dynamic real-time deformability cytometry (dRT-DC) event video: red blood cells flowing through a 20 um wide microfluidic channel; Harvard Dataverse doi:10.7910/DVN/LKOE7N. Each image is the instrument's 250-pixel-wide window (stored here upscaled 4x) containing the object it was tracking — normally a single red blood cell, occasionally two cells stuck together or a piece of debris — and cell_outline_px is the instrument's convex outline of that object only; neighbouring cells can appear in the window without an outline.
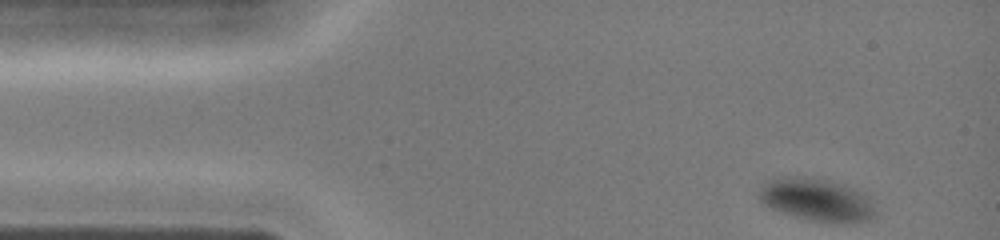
{"species": "common noctule bat (a hibernating species)", "species_latin": "Nyctalus noctula", "temperature_condition": "cold", "stored_images_in_passage": 35, "camera_frame_rate_fps": 3000, "um_per_image_px": 0.085, "animal": {"sex": "female", "body_mass_g": 19.0, "forearm_length_mm": 51.5}, "frame": {"image": 1, "passage_image": 1, "time_ms": 0.0, "image_size_px": [1000, 240], "cell_outline_px": [[876, 212], [872, 216], [864, 220], [844, 224], [840, 224], [812, 220], [796, 216], [772, 208], [764, 204], [756, 196], [760, 188], [764, 184], [772, 180], [788, 176], [792, 176], [828, 180], [844, 184], [864, 192]], "centroid_in_image_um": [69.42, 16.98], "position_along_channel_um": 15.6, "area_um2": 28.55}}
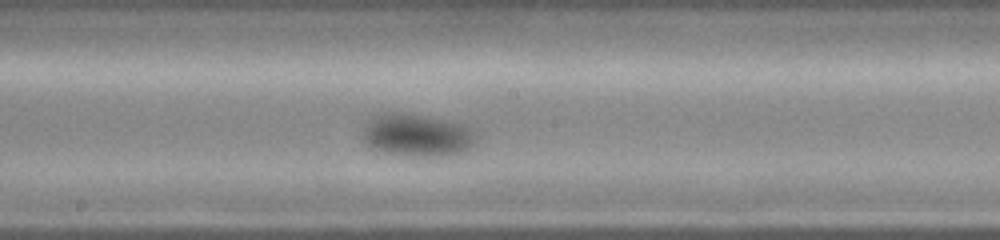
{"frame": {"image": 2, "passage_image": 19, "time_ms": 6.0, "image_size_px": [1000, 240], "cell_outline_px": [[476, 144], [460, 152], [444, 156], [420, 156], [384, 152], [372, 148], [364, 140], [364, 120], [380, 112], [404, 112], [448, 120], [468, 124], [472, 128], [476, 136]], "centroid_in_image_um": [35.45, 11.44], "position_along_channel_um": 212.7, "area_um2": 28.55}}
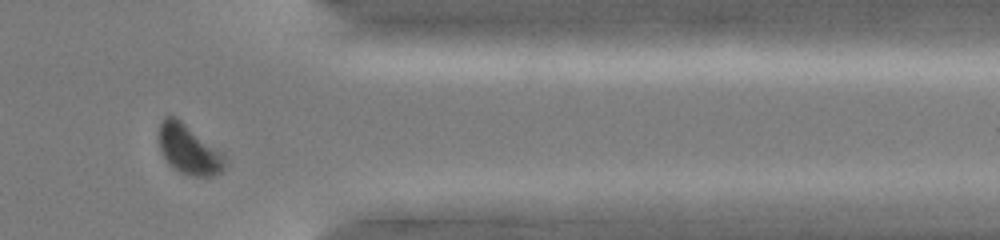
{"frame": {"image": 3, "passage_image": 31, "time_ms": 10.0, "image_size_px": [1000, 240], "cell_outline_px": [[224, 168], [220, 172], [212, 176], [192, 176], [180, 172], [168, 164], [160, 148], [160, 124], [164, 116], [176, 116], [220, 152], [224, 156]], "centroid_in_image_um": [16.02, 12.71], "position_along_channel_um": 395.4, "area_um2": 18.5}}